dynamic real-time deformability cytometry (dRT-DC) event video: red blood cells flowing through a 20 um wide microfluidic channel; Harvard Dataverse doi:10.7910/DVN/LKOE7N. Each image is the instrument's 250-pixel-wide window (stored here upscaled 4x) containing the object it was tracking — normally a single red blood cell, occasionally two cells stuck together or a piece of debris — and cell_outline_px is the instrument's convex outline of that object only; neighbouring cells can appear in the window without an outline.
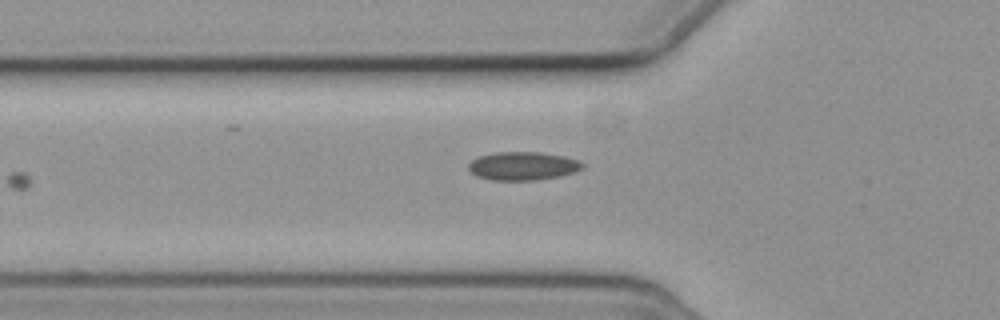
{"species": "common noctule bat (a hibernating species)", "species_latin": "Nyctalus noctula", "temperature_condition": "cold", "stored_images_in_passage": 4, "camera_frame_rate_fps": 3000, "um_per_image_px": 0.085, "animal": {"sex": "female", "body_mass_g": 19.3, "forearm_length_mm": 54.1}, "frame": {"image": 1, "passage_image": 4, "time_ms": 3.667, "image_size_px": [1000, 320], "cell_outline_px": [[584, 168], [576, 172], [560, 176], [536, 180], [492, 180], [476, 176], [468, 168], [468, 164], [476, 156], [496, 152], [540, 152], [564, 156], [580, 160], [584, 164]], "centroid_in_image_um": [44.46, 14.1], "position_along_channel_um": 81.3, "area_um2": 19.07}}